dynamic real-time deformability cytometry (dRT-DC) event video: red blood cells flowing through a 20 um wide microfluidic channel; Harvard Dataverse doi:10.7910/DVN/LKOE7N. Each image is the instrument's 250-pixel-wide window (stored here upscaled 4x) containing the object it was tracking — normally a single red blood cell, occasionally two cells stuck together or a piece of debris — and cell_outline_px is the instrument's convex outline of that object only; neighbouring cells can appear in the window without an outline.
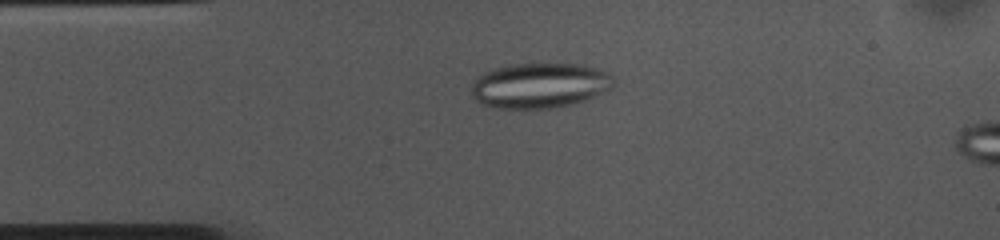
{"species": "common noctule bat (a hibernating species)", "species_latin": "Nyctalus noctula", "temperature_condition": "cold", "stored_images_in_passage": 15, "camera_frame_rate_fps": 3000, "um_per_image_px": 0.085, "animal": {"sex": "female", "body_mass_g": 10.0, "forearm_length_mm": 53.1}, "frame": {"image": 1, "passage_image": 11, "time_ms": 3.333, "image_size_px": [1000, 240], "cell_outline_px": [[616, 84], [612, 88], [584, 100], [572, 104], [552, 108], [496, 108], [484, 104], [476, 100], [472, 96], [472, 84], [484, 72], [508, 64], [584, 64], [608, 72], [616, 80]], "centroid_in_image_um": [45.91, 7.26], "position_along_channel_um": 39.1, "area_um2": 37.4}}